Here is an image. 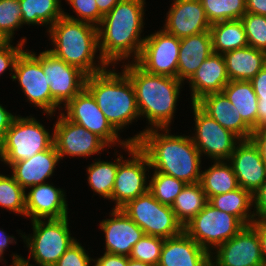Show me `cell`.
<instances>
[{
    "label": "cell",
    "mask_w": 266,
    "mask_h": 266,
    "mask_svg": "<svg viewBox=\"0 0 266 266\" xmlns=\"http://www.w3.org/2000/svg\"><path fill=\"white\" fill-rule=\"evenodd\" d=\"M227 162L233 167L239 187L252 194L266 180V164L261 158L258 147L251 139L241 140Z\"/></svg>",
    "instance_id": "19"
},
{
    "label": "cell",
    "mask_w": 266,
    "mask_h": 266,
    "mask_svg": "<svg viewBox=\"0 0 266 266\" xmlns=\"http://www.w3.org/2000/svg\"><path fill=\"white\" fill-rule=\"evenodd\" d=\"M251 140L258 147L261 158L266 164V127L254 130L251 135Z\"/></svg>",
    "instance_id": "47"
},
{
    "label": "cell",
    "mask_w": 266,
    "mask_h": 266,
    "mask_svg": "<svg viewBox=\"0 0 266 266\" xmlns=\"http://www.w3.org/2000/svg\"><path fill=\"white\" fill-rule=\"evenodd\" d=\"M78 241L74 242L59 258L55 266H89L93 258Z\"/></svg>",
    "instance_id": "42"
},
{
    "label": "cell",
    "mask_w": 266,
    "mask_h": 266,
    "mask_svg": "<svg viewBox=\"0 0 266 266\" xmlns=\"http://www.w3.org/2000/svg\"><path fill=\"white\" fill-rule=\"evenodd\" d=\"M191 104L196 131L194 136L190 137L201 156L205 154L214 161H228L241 139L232 131L223 128L196 103Z\"/></svg>",
    "instance_id": "11"
},
{
    "label": "cell",
    "mask_w": 266,
    "mask_h": 266,
    "mask_svg": "<svg viewBox=\"0 0 266 266\" xmlns=\"http://www.w3.org/2000/svg\"><path fill=\"white\" fill-rule=\"evenodd\" d=\"M258 101H266V65L250 80Z\"/></svg>",
    "instance_id": "45"
},
{
    "label": "cell",
    "mask_w": 266,
    "mask_h": 266,
    "mask_svg": "<svg viewBox=\"0 0 266 266\" xmlns=\"http://www.w3.org/2000/svg\"><path fill=\"white\" fill-rule=\"evenodd\" d=\"M210 257L206 249L183 231L164 240L158 266H211Z\"/></svg>",
    "instance_id": "22"
},
{
    "label": "cell",
    "mask_w": 266,
    "mask_h": 266,
    "mask_svg": "<svg viewBox=\"0 0 266 266\" xmlns=\"http://www.w3.org/2000/svg\"><path fill=\"white\" fill-rule=\"evenodd\" d=\"M112 209V218L103 219L99 224L105 234V252L129 257L145 233L122 209Z\"/></svg>",
    "instance_id": "18"
},
{
    "label": "cell",
    "mask_w": 266,
    "mask_h": 266,
    "mask_svg": "<svg viewBox=\"0 0 266 266\" xmlns=\"http://www.w3.org/2000/svg\"><path fill=\"white\" fill-rule=\"evenodd\" d=\"M222 93L232 103L233 111L253 129L257 130L258 97L250 81H229Z\"/></svg>",
    "instance_id": "28"
},
{
    "label": "cell",
    "mask_w": 266,
    "mask_h": 266,
    "mask_svg": "<svg viewBox=\"0 0 266 266\" xmlns=\"http://www.w3.org/2000/svg\"><path fill=\"white\" fill-rule=\"evenodd\" d=\"M164 240L161 237L144 234L133 246L129 258L158 266Z\"/></svg>",
    "instance_id": "38"
},
{
    "label": "cell",
    "mask_w": 266,
    "mask_h": 266,
    "mask_svg": "<svg viewBox=\"0 0 266 266\" xmlns=\"http://www.w3.org/2000/svg\"><path fill=\"white\" fill-rule=\"evenodd\" d=\"M115 160H113L114 162H106L99 159L87 167L86 170L90 189L108 200L111 198L118 170V157Z\"/></svg>",
    "instance_id": "34"
},
{
    "label": "cell",
    "mask_w": 266,
    "mask_h": 266,
    "mask_svg": "<svg viewBox=\"0 0 266 266\" xmlns=\"http://www.w3.org/2000/svg\"><path fill=\"white\" fill-rule=\"evenodd\" d=\"M66 114L62 115L75 122L92 133L99 136L111 148L112 145L120 144L124 147L129 141L120 140V133L110 124L104 113L97 105L92 94L84 88L79 94L64 105Z\"/></svg>",
    "instance_id": "13"
},
{
    "label": "cell",
    "mask_w": 266,
    "mask_h": 266,
    "mask_svg": "<svg viewBox=\"0 0 266 266\" xmlns=\"http://www.w3.org/2000/svg\"><path fill=\"white\" fill-rule=\"evenodd\" d=\"M34 52L24 50L18 57L12 80L19 81L22 92L27 97L29 103L45 111L48 116H52V95L50 86L47 83V75L44 74L41 65V53L36 56Z\"/></svg>",
    "instance_id": "14"
},
{
    "label": "cell",
    "mask_w": 266,
    "mask_h": 266,
    "mask_svg": "<svg viewBox=\"0 0 266 266\" xmlns=\"http://www.w3.org/2000/svg\"><path fill=\"white\" fill-rule=\"evenodd\" d=\"M210 24L238 20L247 12L245 0H200Z\"/></svg>",
    "instance_id": "35"
},
{
    "label": "cell",
    "mask_w": 266,
    "mask_h": 266,
    "mask_svg": "<svg viewBox=\"0 0 266 266\" xmlns=\"http://www.w3.org/2000/svg\"><path fill=\"white\" fill-rule=\"evenodd\" d=\"M16 115H13L11 112L7 111L1 104H0V144L2 143L5 134L9 127L11 126L13 120L15 119Z\"/></svg>",
    "instance_id": "48"
},
{
    "label": "cell",
    "mask_w": 266,
    "mask_h": 266,
    "mask_svg": "<svg viewBox=\"0 0 266 266\" xmlns=\"http://www.w3.org/2000/svg\"><path fill=\"white\" fill-rule=\"evenodd\" d=\"M12 40L6 36L2 31H0V50L4 49L7 47Z\"/></svg>",
    "instance_id": "54"
},
{
    "label": "cell",
    "mask_w": 266,
    "mask_h": 266,
    "mask_svg": "<svg viewBox=\"0 0 266 266\" xmlns=\"http://www.w3.org/2000/svg\"><path fill=\"white\" fill-rule=\"evenodd\" d=\"M145 0H121L103 16L98 29L99 56L109 66H113L133 54L135 62L142 50L145 37L141 38L144 28Z\"/></svg>",
    "instance_id": "1"
},
{
    "label": "cell",
    "mask_w": 266,
    "mask_h": 266,
    "mask_svg": "<svg viewBox=\"0 0 266 266\" xmlns=\"http://www.w3.org/2000/svg\"><path fill=\"white\" fill-rule=\"evenodd\" d=\"M209 31L212 38L213 53L224 54L248 46L241 19L214 23Z\"/></svg>",
    "instance_id": "29"
},
{
    "label": "cell",
    "mask_w": 266,
    "mask_h": 266,
    "mask_svg": "<svg viewBox=\"0 0 266 266\" xmlns=\"http://www.w3.org/2000/svg\"><path fill=\"white\" fill-rule=\"evenodd\" d=\"M26 41V37H24L16 46L11 45L10 43L7 47L0 50V76L7 69L14 72L16 61L20 54L24 51L23 46L27 43Z\"/></svg>",
    "instance_id": "43"
},
{
    "label": "cell",
    "mask_w": 266,
    "mask_h": 266,
    "mask_svg": "<svg viewBox=\"0 0 266 266\" xmlns=\"http://www.w3.org/2000/svg\"><path fill=\"white\" fill-rule=\"evenodd\" d=\"M122 67L134 86L140 117L147 118L150 125L138 135L127 139L137 143L145 130L169 128L175 118L176 103L183 82L174 77L148 73L133 61L130 64L128 61Z\"/></svg>",
    "instance_id": "2"
},
{
    "label": "cell",
    "mask_w": 266,
    "mask_h": 266,
    "mask_svg": "<svg viewBox=\"0 0 266 266\" xmlns=\"http://www.w3.org/2000/svg\"><path fill=\"white\" fill-rule=\"evenodd\" d=\"M16 243L14 236L6 235V232L0 229V262L4 259L3 252L5 251L6 247L8 248V244Z\"/></svg>",
    "instance_id": "52"
},
{
    "label": "cell",
    "mask_w": 266,
    "mask_h": 266,
    "mask_svg": "<svg viewBox=\"0 0 266 266\" xmlns=\"http://www.w3.org/2000/svg\"><path fill=\"white\" fill-rule=\"evenodd\" d=\"M266 127V101H258L257 129Z\"/></svg>",
    "instance_id": "51"
},
{
    "label": "cell",
    "mask_w": 266,
    "mask_h": 266,
    "mask_svg": "<svg viewBox=\"0 0 266 266\" xmlns=\"http://www.w3.org/2000/svg\"><path fill=\"white\" fill-rule=\"evenodd\" d=\"M44 127L35 117L16 116L0 144V161L10 166L51 148L54 133Z\"/></svg>",
    "instance_id": "7"
},
{
    "label": "cell",
    "mask_w": 266,
    "mask_h": 266,
    "mask_svg": "<svg viewBox=\"0 0 266 266\" xmlns=\"http://www.w3.org/2000/svg\"><path fill=\"white\" fill-rule=\"evenodd\" d=\"M146 235L172 238L183 232L171 206L161 204L149 191L121 208Z\"/></svg>",
    "instance_id": "9"
},
{
    "label": "cell",
    "mask_w": 266,
    "mask_h": 266,
    "mask_svg": "<svg viewBox=\"0 0 266 266\" xmlns=\"http://www.w3.org/2000/svg\"><path fill=\"white\" fill-rule=\"evenodd\" d=\"M215 251L216 255L211 252V266H265L257 232V220L245 225Z\"/></svg>",
    "instance_id": "15"
},
{
    "label": "cell",
    "mask_w": 266,
    "mask_h": 266,
    "mask_svg": "<svg viewBox=\"0 0 266 266\" xmlns=\"http://www.w3.org/2000/svg\"><path fill=\"white\" fill-rule=\"evenodd\" d=\"M128 266H154L139 260H135V259H130L128 257Z\"/></svg>",
    "instance_id": "55"
},
{
    "label": "cell",
    "mask_w": 266,
    "mask_h": 266,
    "mask_svg": "<svg viewBox=\"0 0 266 266\" xmlns=\"http://www.w3.org/2000/svg\"><path fill=\"white\" fill-rule=\"evenodd\" d=\"M253 207L256 220H266V180L253 193Z\"/></svg>",
    "instance_id": "44"
},
{
    "label": "cell",
    "mask_w": 266,
    "mask_h": 266,
    "mask_svg": "<svg viewBox=\"0 0 266 266\" xmlns=\"http://www.w3.org/2000/svg\"><path fill=\"white\" fill-rule=\"evenodd\" d=\"M22 25L19 0H0V31L13 40L14 31Z\"/></svg>",
    "instance_id": "40"
},
{
    "label": "cell",
    "mask_w": 266,
    "mask_h": 266,
    "mask_svg": "<svg viewBox=\"0 0 266 266\" xmlns=\"http://www.w3.org/2000/svg\"><path fill=\"white\" fill-rule=\"evenodd\" d=\"M196 104L223 128L232 131L241 140L251 139L254 131L236 111L223 93H211L203 96Z\"/></svg>",
    "instance_id": "25"
},
{
    "label": "cell",
    "mask_w": 266,
    "mask_h": 266,
    "mask_svg": "<svg viewBox=\"0 0 266 266\" xmlns=\"http://www.w3.org/2000/svg\"><path fill=\"white\" fill-rule=\"evenodd\" d=\"M54 125V145L60 160L64 156L90 157L104 151L108 145L85 127L66 119L62 113Z\"/></svg>",
    "instance_id": "17"
},
{
    "label": "cell",
    "mask_w": 266,
    "mask_h": 266,
    "mask_svg": "<svg viewBox=\"0 0 266 266\" xmlns=\"http://www.w3.org/2000/svg\"><path fill=\"white\" fill-rule=\"evenodd\" d=\"M223 56L230 81H250L266 65V52L251 46L225 52Z\"/></svg>",
    "instance_id": "27"
},
{
    "label": "cell",
    "mask_w": 266,
    "mask_h": 266,
    "mask_svg": "<svg viewBox=\"0 0 266 266\" xmlns=\"http://www.w3.org/2000/svg\"><path fill=\"white\" fill-rule=\"evenodd\" d=\"M85 88L118 132L140 117L134 86L123 70L122 73H116L115 68H106L99 73L88 75Z\"/></svg>",
    "instance_id": "5"
},
{
    "label": "cell",
    "mask_w": 266,
    "mask_h": 266,
    "mask_svg": "<svg viewBox=\"0 0 266 266\" xmlns=\"http://www.w3.org/2000/svg\"><path fill=\"white\" fill-rule=\"evenodd\" d=\"M25 193V217L35 219H61L68 216V204L63 189L42 183L29 187Z\"/></svg>",
    "instance_id": "21"
},
{
    "label": "cell",
    "mask_w": 266,
    "mask_h": 266,
    "mask_svg": "<svg viewBox=\"0 0 266 266\" xmlns=\"http://www.w3.org/2000/svg\"><path fill=\"white\" fill-rule=\"evenodd\" d=\"M60 157L53 145L51 148L36 153L29 159L12 163V176L19 185L26 188L45 183V179L51 177Z\"/></svg>",
    "instance_id": "24"
},
{
    "label": "cell",
    "mask_w": 266,
    "mask_h": 266,
    "mask_svg": "<svg viewBox=\"0 0 266 266\" xmlns=\"http://www.w3.org/2000/svg\"><path fill=\"white\" fill-rule=\"evenodd\" d=\"M26 191L19 185L12 175L0 174V207L25 216Z\"/></svg>",
    "instance_id": "36"
},
{
    "label": "cell",
    "mask_w": 266,
    "mask_h": 266,
    "mask_svg": "<svg viewBox=\"0 0 266 266\" xmlns=\"http://www.w3.org/2000/svg\"><path fill=\"white\" fill-rule=\"evenodd\" d=\"M93 262V266H128V257L105 252Z\"/></svg>",
    "instance_id": "46"
},
{
    "label": "cell",
    "mask_w": 266,
    "mask_h": 266,
    "mask_svg": "<svg viewBox=\"0 0 266 266\" xmlns=\"http://www.w3.org/2000/svg\"><path fill=\"white\" fill-rule=\"evenodd\" d=\"M47 33L54 47L48 51L67 64L79 68L87 76L109 68L104 60L97 61L98 65L94 61L99 50L97 26L62 16Z\"/></svg>",
    "instance_id": "4"
},
{
    "label": "cell",
    "mask_w": 266,
    "mask_h": 266,
    "mask_svg": "<svg viewBox=\"0 0 266 266\" xmlns=\"http://www.w3.org/2000/svg\"><path fill=\"white\" fill-rule=\"evenodd\" d=\"M245 2L248 13L266 16V0H245Z\"/></svg>",
    "instance_id": "49"
},
{
    "label": "cell",
    "mask_w": 266,
    "mask_h": 266,
    "mask_svg": "<svg viewBox=\"0 0 266 266\" xmlns=\"http://www.w3.org/2000/svg\"><path fill=\"white\" fill-rule=\"evenodd\" d=\"M149 181V192L164 205L172 206L177 195L186 186L182 180L154 171Z\"/></svg>",
    "instance_id": "37"
},
{
    "label": "cell",
    "mask_w": 266,
    "mask_h": 266,
    "mask_svg": "<svg viewBox=\"0 0 266 266\" xmlns=\"http://www.w3.org/2000/svg\"><path fill=\"white\" fill-rule=\"evenodd\" d=\"M208 202L215 208L236 216L244 225L252 224L255 219L253 194L244 188L211 197ZM252 213V214H251Z\"/></svg>",
    "instance_id": "30"
},
{
    "label": "cell",
    "mask_w": 266,
    "mask_h": 266,
    "mask_svg": "<svg viewBox=\"0 0 266 266\" xmlns=\"http://www.w3.org/2000/svg\"><path fill=\"white\" fill-rule=\"evenodd\" d=\"M208 203L206 193L203 191L200 182L186 184L183 190L177 195L171 208L176 219L186 225L194 218Z\"/></svg>",
    "instance_id": "33"
},
{
    "label": "cell",
    "mask_w": 266,
    "mask_h": 266,
    "mask_svg": "<svg viewBox=\"0 0 266 266\" xmlns=\"http://www.w3.org/2000/svg\"><path fill=\"white\" fill-rule=\"evenodd\" d=\"M41 65L47 75L52 95V114L62 103L67 104L85 88L87 75L79 68L67 64L55 57L51 52H41Z\"/></svg>",
    "instance_id": "12"
},
{
    "label": "cell",
    "mask_w": 266,
    "mask_h": 266,
    "mask_svg": "<svg viewBox=\"0 0 266 266\" xmlns=\"http://www.w3.org/2000/svg\"><path fill=\"white\" fill-rule=\"evenodd\" d=\"M33 236L23 234L22 238L29 249V257L12 254L11 266H34L30 259L38 266H55L65 251L77 241L71 237L68 216L61 219L32 220ZM30 236V237H29ZM32 257V258H31Z\"/></svg>",
    "instance_id": "6"
},
{
    "label": "cell",
    "mask_w": 266,
    "mask_h": 266,
    "mask_svg": "<svg viewBox=\"0 0 266 266\" xmlns=\"http://www.w3.org/2000/svg\"><path fill=\"white\" fill-rule=\"evenodd\" d=\"M244 226L236 216L221 211L208 202L183 226V231L211 254L212 250L234 237Z\"/></svg>",
    "instance_id": "8"
},
{
    "label": "cell",
    "mask_w": 266,
    "mask_h": 266,
    "mask_svg": "<svg viewBox=\"0 0 266 266\" xmlns=\"http://www.w3.org/2000/svg\"><path fill=\"white\" fill-rule=\"evenodd\" d=\"M121 0H96L99 12L104 16Z\"/></svg>",
    "instance_id": "53"
},
{
    "label": "cell",
    "mask_w": 266,
    "mask_h": 266,
    "mask_svg": "<svg viewBox=\"0 0 266 266\" xmlns=\"http://www.w3.org/2000/svg\"><path fill=\"white\" fill-rule=\"evenodd\" d=\"M77 13V18L63 12V16L76 21H83L98 26L103 18L99 12L96 0H66Z\"/></svg>",
    "instance_id": "41"
},
{
    "label": "cell",
    "mask_w": 266,
    "mask_h": 266,
    "mask_svg": "<svg viewBox=\"0 0 266 266\" xmlns=\"http://www.w3.org/2000/svg\"><path fill=\"white\" fill-rule=\"evenodd\" d=\"M208 169L201 171L200 184L208 200L239 188L232 165L226 161H214Z\"/></svg>",
    "instance_id": "31"
},
{
    "label": "cell",
    "mask_w": 266,
    "mask_h": 266,
    "mask_svg": "<svg viewBox=\"0 0 266 266\" xmlns=\"http://www.w3.org/2000/svg\"><path fill=\"white\" fill-rule=\"evenodd\" d=\"M169 128L143 132L136 143L148 157L150 168L186 184L200 182L201 154L190 136L170 135ZM165 131V132H159Z\"/></svg>",
    "instance_id": "3"
},
{
    "label": "cell",
    "mask_w": 266,
    "mask_h": 266,
    "mask_svg": "<svg viewBox=\"0 0 266 266\" xmlns=\"http://www.w3.org/2000/svg\"><path fill=\"white\" fill-rule=\"evenodd\" d=\"M123 149L131 156L127 160H123L120 154L118 157V170L109 199L115 201L114 209H121L129 201L149 191V183L146 181L147 169H151L148 157L136 143L129 142Z\"/></svg>",
    "instance_id": "10"
},
{
    "label": "cell",
    "mask_w": 266,
    "mask_h": 266,
    "mask_svg": "<svg viewBox=\"0 0 266 266\" xmlns=\"http://www.w3.org/2000/svg\"><path fill=\"white\" fill-rule=\"evenodd\" d=\"M229 81L223 54L212 53L188 80L191 102L196 103L207 94L222 93Z\"/></svg>",
    "instance_id": "23"
},
{
    "label": "cell",
    "mask_w": 266,
    "mask_h": 266,
    "mask_svg": "<svg viewBox=\"0 0 266 266\" xmlns=\"http://www.w3.org/2000/svg\"><path fill=\"white\" fill-rule=\"evenodd\" d=\"M212 53L210 31L180 38L177 79L188 81Z\"/></svg>",
    "instance_id": "26"
},
{
    "label": "cell",
    "mask_w": 266,
    "mask_h": 266,
    "mask_svg": "<svg viewBox=\"0 0 266 266\" xmlns=\"http://www.w3.org/2000/svg\"><path fill=\"white\" fill-rule=\"evenodd\" d=\"M248 46L266 52V16L246 12L242 18Z\"/></svg>",
    "instance_id": "39"
},
{
    "label": "cell",
    "mask_w": 266,
    "mask_h": 266,
    "mask_svg": "<svg viewBox=\"0 0 266 266\" xmlns=\"http://www.w3.org/2000/svg\"><path fill=\"white\" fill-rule=\"evenodd\" d=\"M179 48L180 38L160 29L145 37L135 62L148 73L177 78Z\"/></svg>",
    "instance_id": "16"
},
{
    "label": "cell",
    "mask_w": 266,
    "mask_h": 266,
    "mask_svg": "<svg viewBox=\"0 0 266 266\" xmlns=\"http://www.w3.org/2000/svg\"><path fill=\"white\" fill-rule=\"evenodd\" d=\"M257 232L263 260L266 266V220H257Z\"/></svg>",
    "instance_id": "50"
},
{
    "label": "cell",
    "mask_w": 266,
    "mask_h": 266,
    "mask_svg": "<svg viewBox=\"0 0 266 266\" xmlns=\"http://www.w3.org/2000/svg\"><path fill=\"white\" fill-rule=\"evenodd\" d=\"M23 25H49L63 16L61 0H19Z\"/></svg>",
    "instance_id": "32"
},
{
    "label": "cell",
    "mask_w": 266,
    "mask_h": 266,
    "mask_svg": "<svg viewBox=\"0 0 266 266\" xmlns=\"http://www.w3.org/2000/svg\"><path fill=\"white\" fill-rule=\"evenodd\" d=\"M164 30L183 38L210 30L211 24L200 0H173Z\"/></svg>",
    "instance_id": "20"
}]
</instances>
